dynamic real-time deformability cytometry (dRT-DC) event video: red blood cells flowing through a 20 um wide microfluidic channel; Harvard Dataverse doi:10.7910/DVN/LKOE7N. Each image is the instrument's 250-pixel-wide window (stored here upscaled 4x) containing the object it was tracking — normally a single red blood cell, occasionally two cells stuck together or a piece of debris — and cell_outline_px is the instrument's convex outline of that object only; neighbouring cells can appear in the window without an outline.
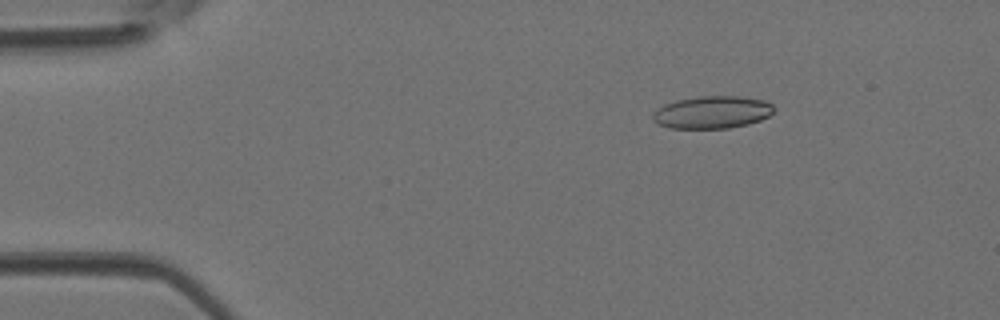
{"species": "Egyptian fruit bat (a non-hibernating species)", "species_latin": "Rousettus aegyptiacus", "temperature_condition": "room temperature", "stored_images_in_passage": 44, "camera_frame_rate_fps": 3000, "um_per_image_px": 0.085, "animal": {"sex": "female"}, "frame": {"image": 1, "passage_image": 7, "time_ms": 2.0, "image_size_px": [1000, 320], "cell_outline_px": [[776, 108], [768, 116], [760, 120], [748, 124], [728, 128], [668, 128], [652, 120], [652, 116], [664, 104], [676, 100], [696, 96], [736, 96], [764, 100], [772, 104]], "centroid_in_image_um": [60.55, 9.54], "position_along_channel_um": 24.4, "area_um2": 22.83}}
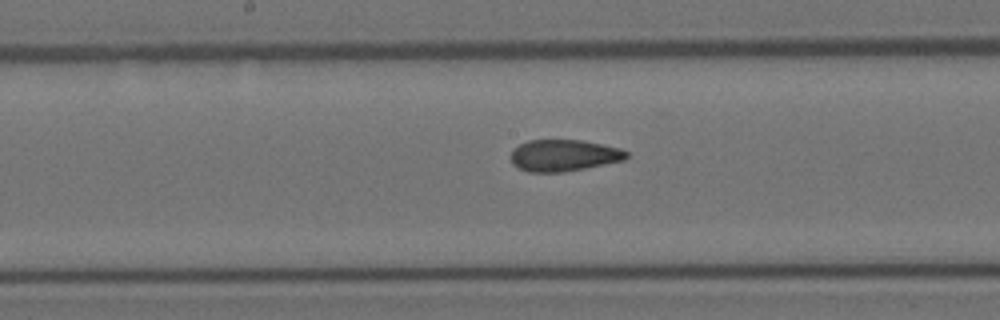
{"frame": {"image": 2, "passage_image": 23, "time_ms": 7.333, "image_size_px": [1000, 320], "cell_outline_px": [[628, 156], [624, 160], [584, 168], [560, 172], [528, 172], [512, 164], [512, 148], [528, 140], [580, 140], [620, 148], [628, 152]], "centroid_in_image_um": [47.9, 13.2], "position_along_channel_um": 200.3, "area_um2": 21.1}}
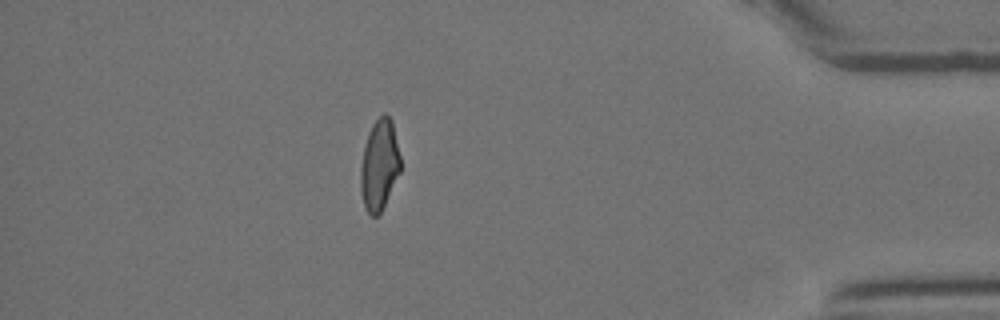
{"frame": {"image": 3, "passage_image": 39, "time_ms": 12.667, "image_size_px": [1000, 320], "cell_outline_px": [[400, 172], [380, 212], [376, 216], [372, 216], [368, 212], [364, 204], [360, 188], [360, 168], [364, 144], [368, 132], [372, 124], [384, 112], [392, 120], [400, 156]], "centroid_in_image_um": [32.23, 13.98], "position_along_channel_um": 403.0, "area_um2": 20.92}}